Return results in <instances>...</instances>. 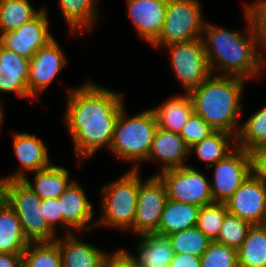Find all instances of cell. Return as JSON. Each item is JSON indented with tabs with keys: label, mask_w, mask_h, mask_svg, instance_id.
<instances>
[{
	"label": "cell",
	"mask_w": 266,
	"mask_h": 267,
	"mask_svg": "<svg viewBox=\"0 0 266 267\" xmlns=\"http://www.w3.org/2000/svg\"><path fill=\"white\" fill-rule=\"evenodd\" d=\"M65 123L73 139L79 160L108 147L113 139L116 121L125 106L122 96L93 83L68 89Z\"/></svg>",
	"instance_id": "obj_1"
},
{
	"label": "cell",
	"mask_w": 266,
	"mask_h": 267,
	"mask_svg": "<svg viewBox=\"0 0 266 267\" xmlns=\"http://www.w3.org/2000/svg\"><path fill=\"white\" fill-rule=\"evenodd\" d=\"M245 15L249 22V31L244 34L205 23L202 40L212 74L218 65L222 70L220 75L247 80L251 76L259 75L264 68L262 54L256 50V36L246 13Z\"/></svg>",
	"instance_id": "obj_2"
},
{
	"label": "cell",
	"mask_w": 266,
	"mask_h": 267,
	"mask_svg": "<svg viewBox=\"0 0 266 267\" xmlns=\"http://www.w3.org/2000/svg\"><path fill=\"white\" fill-rule=\"evenodd\" d=\"M245 81L235 76L211 74L199 86L188 92L194 113L215 131L237 136L241 126L238 120L242 110L240 99Z\"/></svg>",
	"instance_id": "obj_3"
},
{
	"label": "cell",
	"mask_w": 266,
	"mask_h": 267,
	"mask_svg": "<svg viewBox=\"0 0 266 267\" xmlns=\"http://www.w3.org/2000/svg\"><path fill=\"white\" fill-rule=\"evenodd\" d=\"M157 128L156 116L152 109L127 119L123 108L115 124L110 150L122 160L145 161Z\"/></svg>",
	"instance_id": "obj_4"
},
{
	"label": "cell",
	"mask_w": 266,
	"mask_h": 267,
	"mask_svg": "<svg viewBox=\"0 0 266 267\" xmlns=\"http://www.w3.org/2000/svg\"><path fill=\"white\" fill-rule=\"evenodd\" d=\"M131 168L118 180L103 186L101 214L96 225H108L122 230L133 227L139 193V169Z\"/></svg>",
	"instance_id": "obj_5"
},
{
	"label": "cell",
	"mask_w": 266,
	"mask_h": 267,
	"mask_svg": "<svg viewBox=\"0 0 266 267\" xmlns=\"http://www.w3.org/2000/svg\"><path fill=\"white\" fill-rule=\"evenodd\" d=\"M4 199L17 214L29 242H54L57 239L56 232L46 221L42 199L23 180L5 181Z\"/></svg>",
	"instance_id": "obj_6"
},
{
	"label": "cell",
	"mask_w": 266,
	"mask_h": 267,
	"mask_svg": "<svg viewBox=\"0 0 266 267\" xmlns=\"http://www.w3.org/2000/svg\"><path fill=\"white\" fill-rule=\"evenodd\" d=\"M201 11L198 0H168L163 29L151 45L167 46L202 38L206 22Z\"/></svg>",
	"instance_id": "obj_7"
},
{
	"label": "cell",
	"mask_w": 266,
	"mask_h": 267,
	"mask_svg": "<svg viewBox=\"0 0 266 267\" xmlns=\"http://www.w3.org/2000/svg\"><path fill=\"white\" fill-rule=\"evenodd\" d=\"M164 182L167 196L199 207L214 203L210 182L204 174L191 166L170 168L157 174Z\"/></svg>",
	"instance_id": "obj_8"
},
{
	"label": "cell",
	"mask_w": 266,
	"mask_h": 267,
	"mask_svg": "<svg viewBox=\"0 0 266 267\" xmlns=\"http://www.w3.org/2000/svg\"><path fill=\"white\" fill-rule=\"evenodd\" d=\"M166 47L169 49L175 74L186 93L199 86L212 74L202 38L169 44Z\"/></svg>",
	"instance_id": "obj_9"
},
{
	"label": "cell",
	"mask_w": 266,
	"mask_h": 267,
	"mask_svg": "<svg viewBox=\"0 0 266 267\" xmlns=\"http://www.w3.org/2000/svg\"><path fill=\"white\" fill-rule=\"evenodd\" d=\"M168 199L164 182L156 174L144 183L139 175V193L132 229L138 234L155 233Z\"/></svg>",
	"instance_id": "obj_10"
},
{
	"label": "cell",
	"mask_w": 266,
	"mask_h": 267,
	"mask_svg": "<svg viewBox=\"0 0 266 267\" xmlns=\"http://www.w3.org/2000/svg\"><path fill=\"white\" fill-rule=\"evenodd\" d=\"M214 168L213 183H210L214 202L225 203L251 174L249 152L238 148L226 158L209 168Z\"/></svg>",
	"instance_id": "obj_11"
},
{
	"label": "cell",
	"mask_w": 266,
	"mask_h": 267,
	"mask_svg": "<svg viewBox=\"0 0 266 267\" xmlns=\"http://www.w3.org/2000/svg\"><path fill=\"white\" fill-rule=\"evenodd\" d=\"M46 9L19 28L0 35V43L14 53L31 59L34 54L54 37L48 30Z\"/></svg>",
	"instance_id": "obj_12"
},
{
	"label": "cell",
	"mask_w": 266,
	"mask_h": 267,
	"mask_svg": "<svg viewBox=\"0 0 266 267\" xmlns=\"http://www.w3.org/2000/svg\"><path fill=\"white\" fill-rule=\"evenodd\" d=\"M225 203L228 213L247 220L252 225L264 224L266 187L252 174Z\"/></svg>",
	"instance_id": "obj_13"
},
{
	"label": "cell",
	"mask_w": 266,
	"mask_h": 267,
	"mask_svg": "<svg viewBox=\"0 0 266 267\" xmlns=\"http://www.w3.org/2000/svg\"><path fill=\"white\" fill-rule=\"evenodd\" d=\"M66 64V57L53 38L41 47L29 61L28 90L38 98L39 92L53 81Z\"/></svg>",
	"instance_id": "obj_14"
},
{
	"label": "cell",
	"mask_w": 266,
	"mask_h": 267,
	"mask_svg": "<svg viewBox=\"0 0 266 267\" xmlns=\"http://www.w3.org/2000/svg\"><path fill=\"white\" fill-rule=\"evenodd\" d=\"M128 14L141 38L152 44L160 35L168 0H127Z\"/></svg>",
	"instance_id": "obj_15"
},
{
	"label": "cell",
	"mask_w": 266,
	"mask_h": 267,
	"mask_svg": "<svg viewBox=\"0 0 266 267\" xmlns=\"http://www.w3.org/2000/svg\"><path fill=\"white\" fill-rule=\"evenodd\" d=\"M14 153L21 164L19 172L5 177V181L23 180L25 171H39L48 168L50 164L48 148L34 134L16 133L13 136Z\"/></svg>",
	"instance_id": "obj_16"
},
{
	"label": "cell",
	"mask_w": 266,
	"mask_h": 267,
	"mask_svg": "<svg viewBox=\"0 0 266 267\" xmlns=\"http://www.w3.org/2000/svg\"><path fill=\"white\" fill-rule=\"evenodd\" d=\"M58 200L60 202V224H62L59 227L68 226L67 234L72 233L71 228L81 231L88 226L95 213L92 211V203L88 201L83 188L78 183L72 182L58 197Z\"/></svg>",
	"instance_id": "obj_17"
},
{
	"label": "cell",
	"mask_w": 266,
	"mask_h": 267,
	"mask_svg": "<svg viewBox=\"0 0 266 267\" xmlns=\"http://www.w3.org/2000/svg\"><path fill=\"white\" fill-rule=\"evenodd\" d=\"M29 61L0 43V91L32 97L28 90Z\"/></svg>",
	"instance_id": "obj_18"
},
{
	"label": "cell",
	"mask_w": 266,
	"mask_h": 267,
	"mask_svg": "<svg viewBox=\"0 0 266 267\" xmlns=\"http://www.w3.org/2000/svg\"><path fill=\"white\" fill-rule=\"evenodd\" d=\"M189 147L178 133L157 128L147 160H159L162 170L179 168L185 165L189 156Z\"/></svg>",
	"instance_id": "obj_19"
},
{
	"label": "cell",
	"mask_w": 266,
	"mask_h": 267,
	"mask_svg": "<svg viewBox=\"0 0 266 267\" xmlns=\"http://www.w3.org/2000/svg\"><path fill=\"white\" fill-rule=\"evenodd\" d=\"M64 238L55 240L61 253V267H102L105 252L82 242L73 233Z\"/></svg>",
	"instance_id": "obj_20"
},
{
	"label": "cell",
	"mask_w": 266,
	"mask_h": 267,
	"mask_svg": "<svg viewBox=\"0 0 266 267\" xmlns=\"http://www.w3.org/2000/svg\"><path fill=\"white\" fill-rule=\"evenodd\" d=\"M200 207L180 201L167 199L162 212L159 228L155 232L169 236L197 225Z\"/></svg>",
	"instance_id": "obj_21"
},
{
	"label": "cell",
	"mask_w": 266,
	"mask_h": 267,
	"mask_svg": "<svg viewBox=\"0 0 266 267\" xmlns=\"http://www.w3.org/2000/svg\"><path fill=\"white\" fill-rule=\"evenodd\" d=\"M29 243L17 214L3 199L0 203V253L23 254Z\"/></svg>",
	"instance_id": "obj_22"
},
{
	"label": "cell",
	"mask_w": 266,
	"mask_h": 267,
	"mask_svg": "<svg viewBox=\"0 0 266 267\" xmlns=\"http://www.w3.org/2000/svg\"><path fill=\"white\" fill-rule=\"evenodd\" d=\"M141 242L137 245L138 267L169 266L174 256V250L168 236L157 233L140 234Z\"/></svg>",
	"instance_id": "obj_23"
},
{
	"label": "cell",
	"mask_w": 266,
	"mask_h": 267,
	"mask_svg": "<svg viewBox=\"0 0 266 267\" xmlns=\"http://www.w3.org/2000/svg\"><path fill=\"white\" fill-rule=\"evenodd\" d=\"M158 128L180 134L193 111L190 95H177L168 99L163 105L152 109Z\"/></svg>",
	"instance_id": "obj_24"
},
{
	"label": "cell",
	"mask_w": 266,
	"mask_h": 267,
	"mask_svg": "<svg viewBox=\"0 0 266 267\" xmlns=\"http://www.w3.org/2000/svg\"><path fill=\"white\" fill-rule=\"evenodd\" d=\"M34 179L33 183L28 177H25L23 181L42 200L58 198L72 183L68 170L57 165L53 166V164L46 169L36 171Z\"/></svg>",
	"instance_id": "obj_25"
},
{
	"label": "cell",
	"mask_w": 266,
	"mask_h": 267,
	"mask_svg": "<svg viewBox=\"0 0 266 267\" xmlns=\"http://www.w3.org/2000/svg\"><path fill=\"white\" fill-rule=\"evenodd\" d=\"M239 267H266V224H255L237 249Z\"/></svg>",
	"instance_id": "obj_26"
},
{
	"label": "cell",
	"mask_w": 266,
	"mask_h": 267,
	"mask_svg": "<svg viewBox=\"0 0 266 267\" xmlns=\"http://www.w3.org/2000/svg\"><path fill=\"white\" fill-rule=\"evenodd\" d=\"M224 131H215L210 136L204 138L202 141L194 144L189 148V152L197 154V157L206 161L207 169L218 163L220 160L226 158L232 153L236 147L229 148V142L236 143V136ZM231 140V141H230Z\"/></svg>",
	"instance_id": "obj_27"
},
{
	"label": "cell",
	"mask_w": 266,
	"mask_h": 267,
	"mask_svg": "<svg viewBox=\"0 0 266 267\" xmlns=\"http://www.w3.org/2000/svg\"><path fill=\"white\" fill-rule=\"evenodd\" d=\"M60 10L70 27V32L77 28L81 33L91 30L97 19L96 0H58Z\"/></svg>",
	"instance_id": "obj_28"
},
{
	"label": "cell",
	"mask_w": 266,
	"mask_h": 267,
	"mask_svg": "<svg viewBox=\"0 0 266 267\" xmlns=\"http://www.w3.org/2000/svg\"><path fill=\"white\" fill-rule=\"evenodd\" d=\"M236 142V147L248 152L266 148V107L255 112L240 126Z\"/></svg>",
	"instance_id": "obj_29"
},
{
	"label": "cell",
	"mask_w": 266,
	"mask_h": 267,
	"mask_svg": "<svg viewBox=\"0 0 266 267\" xmlns=\"http://www.w3.org/2000/svg\"><path fill=\"white\" fill-rule=\"evenodd\" d=\"M36 11L28 0H0V32L13 31L35 18Z\"/></svg>",
	"instance_id": "obj_30"
},
{
	"label": "cell",
	"mask_w": 266,
	"mask_h": 267,
	"mask_svg": "<svg viewBox=\"0 0 266 267\" xmlns=\"http://www.w3.org/2000/svg\"><path fill=\"white\" fill-rule=\"evenodd\" d=\"M22 267H61L58 243L30 242L22 255Z\"/></svg>",
	"instance_id": "obj_31"
},
{
	"label": "cell",
	"mask_w": 266,
	"mask_h": 267,
	"mask_svg": "<svg viewBox=\"0 0 266 267\" xmlns=\"http://www.w3.org/2000/svg\"><path fill=\"white\" fill-rule=\"evenodd\" d=\"M174 253L201 257L211 240L197 227L193 226L168 236Z\"/></svg>",
	"instance_id": "obj_32"
},
{
	"label": "cell",
	"mask_w": 266,
	"mask_h": 267,
	"mask_svg": "<svg viewBox=\"0 0 266 267\" xmlns=\"http://www.w3.org/2000/svg\"><path fill=\"white\" fill-rule=\"evenodd\" d=\"M228 214L226 203L214 202L200 207L197 227L211 240L216 241L225 216Z\"/></svg>",
	"instance_id": "obj_33"
},
{
	"label": "cell",
	"mask_w": 266,
	"mask_h": 267,
	"mask_svg": "<svg viewBox=\"0 0 266 267\" xmlns=\"http://www.w3.org/2000/svg\"><path fill=\"white\" fill-rule=\"evenodd\" d=\"M251 226L252 224L247 220L228 213L220 228L216 242L237 250L246 239Z\"/></svg>",
	"instance_id": "obj_34"
},
{
	"label": "cell",
	"mask_w": 266,
	"mask_h": 267,
	"mask_svg": "<svg viewBox=\"0 0 266 267\" xmlns=\"http://www.w3.org/2000/svg\"><path fill=\"white\" fill-rule=\"evenodd\" d=\"M200 267H239L237 250L216 241H211L200 257Z\"/></svg>",
	"instance_id": "obj_35"
},
{
	"label": "cell",
	"mask_w": 266,
	"mask_h": 267,
	"mask_svg": "<svg viewBox=\"0 0 266 267\" xmlns=\"http://www.w3.org/2000/svg\"><path fill=\"white\" fill-rule=\"evenodd\" d=\"M215 130L194 112L188 118L180 132L181 138L191 148L194 144L213 134Z\"/></svg>",
	"instance_id": "obj_36"
},
{
	"label": "cell",
	"mask_w": 266,
	"mask_h": 267,
	"mask_svg": "<svg viewBox=\"0 0 266 267\" xmlns=\"http://www.w3.org/2000/svg\"><path fill=\"white\" fill-rule=\"evenodd\" d=\"M245 10L258 44L266 49V0H259L251 5L246 4Z\"/></svg>",
	"instance_id": "obj_37"
},
{
	"label": "cell",
	"mask_w": 266,
	"mask_h": 267,
	"mask_svg": "<svg viewBox=\"0 0 266 267\" xmlns=\"http://www.w3.org/2000/svg\"><path fill=\"white\" fill-rule=\"evenodd\" d=\"M102 267H138V264L134 255L120 249L111 255L105 253Z\"/></svg>",
	"instance_id": "obj_38"
},
{
	"label": "cell",
	"mask_w": 266,
	"mask_h": 267,
	"mask_svg": "<svg viewBox=\"0 0 266 267\" xmlns=\"http://www.w3.org/2000/svg\"><path fill=\"white\" fill-rule=\"evenodd\" d=\"M251 174L266 187V148L249 152Z\"/></svg>",
	"instance_id": "obj_39"
},
{
	"label": "cell",
	"mask_w": 266,
	"mask_h": 267,
	"mask_svg": "<svg viewBox=\"0 0 266 267\" xmlns=\"http://www.w3.org/2000/svg\"><path fill=\"white\" fill-rule=\"evenodd\" d=\"M41 207L47 223L56 231V223L60 222V202L58 198L42 200Z\"/></svg>",
	"instance_id": "obj_40"
},
{
	"label": "cell",
	"mask_w": 266,
	"mask_h": 267,
	"mask_svg": "<svg viewBox=\"0 0 266 267\" xmlns=\"http://www.w3.org/2000/svg\"><path fill=\"white\" fill-rule=\"evenodd\" d=\"M169 267H200V257H195L187 253H174Z\"/></svg>",
	"instance_id": "obj_41"
},
{
	"label": "cell",
	"mask_w": 266,
	"mask_h": 267,
	"mask_svg": "<svg viewBox=\"0 0 266 267\" xmlns=\"http://www.w3.org/2000/svg\"><path fill=\"white\" fill-rule=\"evenodd\" d=\"M22 255L0 253V267H22Z\"/></svg>",
	"instance_id": "obj_42"
},
{
	"label": "cell",
	"mask_w": 266,
	"mask_h": 267,
	"mask_svg": "<svg viewBox=\"0 0 266 267\" xmlns=\"http://www.w3.org/2000/svg\"><path fill=\"white\" fill-rule=\"evenodd\" d=\"M4 186H5V179L0 178V203L4 199Z\"/></svg>",
	"instance_id": "obj_43"
},
{
	"label": "cell",
	"mask_w": 266,
	"mask_h": 267,
	"mask_svg": "<svg viewBox=\"0 0 266 267\" xmlns=\"http://www.w3.org/2000/svg\"><path fill=\"white\" fill-rule=\"evenodd\" d=\"M1 103V102H0ZM3 108L1 107V104H0V125H1V123H2V121H3V110H2Z\"/></svg>",
	"instance_id": "obj_44"
}]
</instances>
